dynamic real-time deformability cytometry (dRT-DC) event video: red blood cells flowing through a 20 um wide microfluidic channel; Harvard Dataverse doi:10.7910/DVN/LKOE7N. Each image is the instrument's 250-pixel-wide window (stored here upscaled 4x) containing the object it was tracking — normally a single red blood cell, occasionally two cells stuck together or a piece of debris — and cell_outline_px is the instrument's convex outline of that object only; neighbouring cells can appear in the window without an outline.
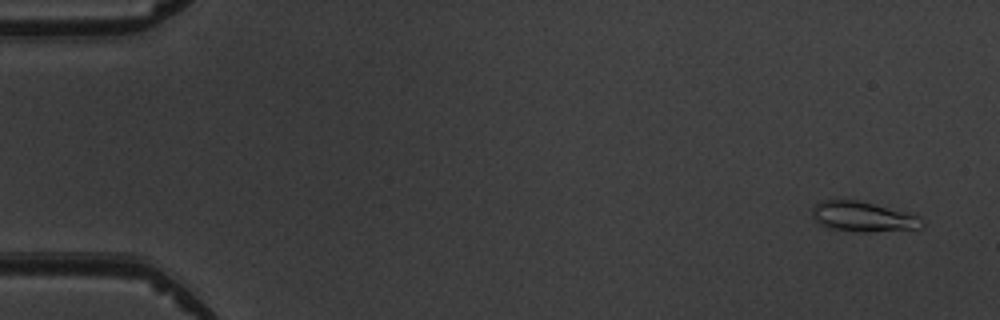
{"species": "common noctule bat (a hibernating species)", "species_latin": "Nyctalus noctula", "temperature_condition": "warm", "stored_images_in_passage": 8, "camera_frame_rate_fps": 3000, "um_per_image_px": 0.085, "animal": {"sex": "male", "body_mass_g": 19.5, "forearm_length_mm": 54.6}, "frame": {"image": 1, "passage_image": 1, "time_ms": 0.0, "image_size_px": [1000, 320], "cell_outline_px": [[924, 228], [868, 232], [860, 232], [828, 228], [820, 224], [812, 216], [812, 208], [816, 204], [824, 200], [860, 200], [908, 212], [920, 216], [924, 220]], "centroid_in_image_um": [73.41, 18.42], "position_along_channel_um": 11.6, "area_um2": 19.48}}
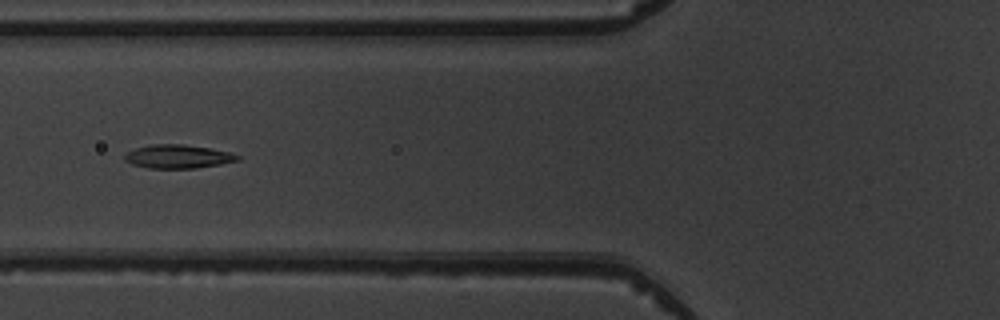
{"frame": {"image": 2, "passage_image": 6, "time_ms": 6.0, "image_size_px": [1000, 320], "cell_outline_px": [[240, 160], [220, 164], [196, 168], [148, 168], [132, 164], [124, 160], [124, 156], [128, 152], [136, 148], [152, 144], [184, 144], [212, 148], [228, 152], [240, 156]], "centroid_in_image_um": [15.13, 13.3], "position_along_channel_um": 110.7, "area_um2": 15.49}}
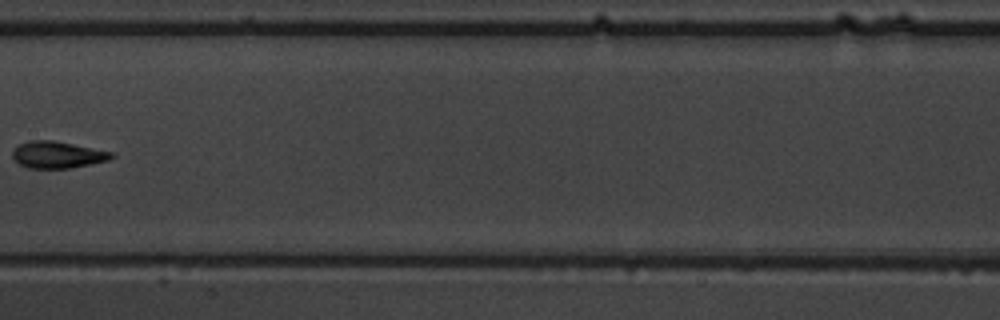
{"frame": {"image": 3, "passage_image": 8, "time_ms": 8.333, "image_size_px": [1000, 320], "cell_outline_px": [[116, 156], [108, 160], [68, 168], [28, 168], [20, 164], [12, 156], [12, 152], [20, 144], [28, 140], [52, 140], [112, 152]], "centroid_in_image_um": [4.87, 13.15], "position_along_channel_um": 202.5, "area_um2": 15.14}}